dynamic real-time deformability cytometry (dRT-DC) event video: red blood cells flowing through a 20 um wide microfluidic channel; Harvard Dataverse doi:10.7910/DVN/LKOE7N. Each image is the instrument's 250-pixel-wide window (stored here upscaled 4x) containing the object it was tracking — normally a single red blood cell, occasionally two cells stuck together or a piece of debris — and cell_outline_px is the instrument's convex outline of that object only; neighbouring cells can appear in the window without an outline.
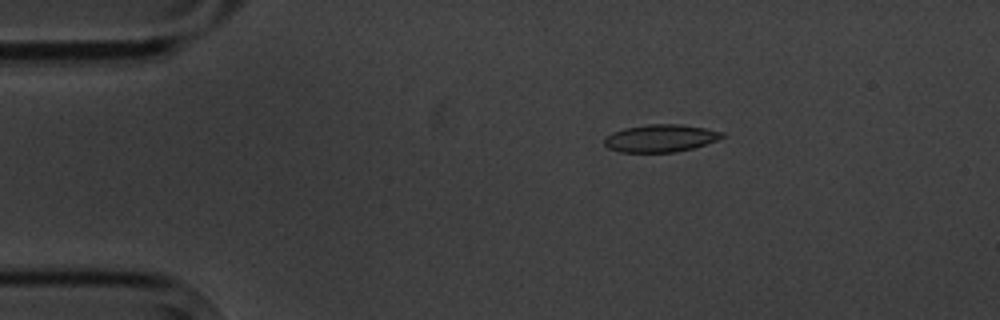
{"species": "common noctule bat (a hibernating species)", "species_latin": "Nyctalus noctula", "temperature_condition": "cold", "stored_images_in_passage": 5, "camera_frame_rate_fps": 3000, "um_per_image_px": 0.085, "animal": {"sex": "male", "body_mass_g": 20.1, "forearm_length_mm": 53.5}, "frame": {"image": 1, "passage_image": 2, "time_ms": 1.333, "image_size_px": [1000, 320], "cell_outline_px": [[724, 136], [716, 140], [692, 148], [676, 152], [620, 152], [608, 148], [604, 144], [604, 140], [612, 132], [624, 128], [648, 124], [680, 124], [704, 128], [724, 132]], "centroid_in_image_um": [56.12, 11.74], "position_along_channel_um": 28.9, "area_um2": 18.73}}
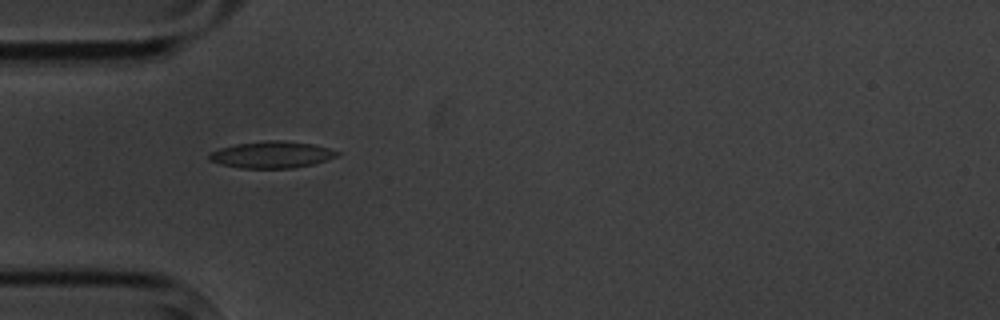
{"frame": {"image": 2, "passage_image": 4, "time_ms": 3.667, "image_size_px": [1000, 320], "cell_outline_px": [[340, 152], [336, 156], [328, 160], [312, 164], [292, 168], [240, 168], [220, 164], [208, 160], [208, 156], [212, 152], [220, 148], [236, 144], [264, 140], [280, 140], [312, 144], [328, 148]], "centroid_in_image_um": [23.08, 13.15], "position_along_channel_um": 61.9, "area_um2": 19.83}}
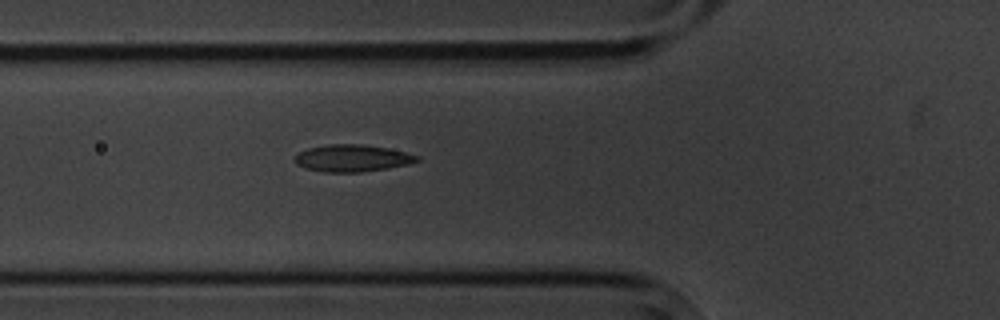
{"frame": {"image": 3, "passage_image": 5, "time_ms": 4.667, "image_size_px": [1000, 320], "cell_outline_px": [[420, 160], [408, 164], [388, 168], [360, 172], [324, 172], [304, 168], [296, 164], [296, 156], [300, 152], [308, 148], [328, 144], [360, 144], [388, 148], [420, 156]], "centroid_in_image_um": [29.95, 13.44], "position_along_channel_um": 95.9, "area_um2": 19.13}}